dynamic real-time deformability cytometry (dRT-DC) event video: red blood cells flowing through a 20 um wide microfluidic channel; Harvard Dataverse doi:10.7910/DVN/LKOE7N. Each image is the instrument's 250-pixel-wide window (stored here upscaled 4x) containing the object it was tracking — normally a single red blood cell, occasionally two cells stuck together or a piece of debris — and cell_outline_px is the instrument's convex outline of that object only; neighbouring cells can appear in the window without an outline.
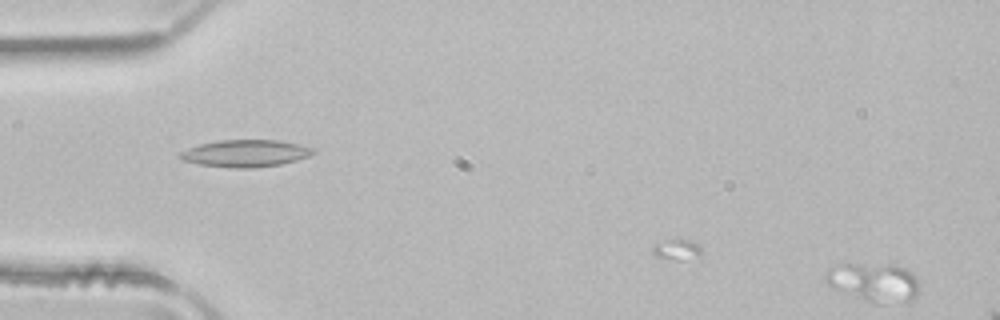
{"species": "common noctule bat (a hibernating species)", "species_latin": "Nyctalus noctula", "temperature_condition": "room temperature", "stored_images_in_passage": 4, "camera_frame_rate_fps": 3000, "um_per_image_px": 0.085, "animal": {"sex": "male", "body_mass_g": 21.5, "forearm_length_mm": 52.0}, "frame": {"image": 1, "passage_image": 4, "time_ms": 1.0, "image_size_px": [1000, 320], "cell_outline_px": [[920, 284], [916, 300], [880, 304], [872, 304], [832, 288], [828, 284], [824, 276], [828, 268], [836, 264], [896, 264], [912, 272], [920, 280]], "centroid_in_image_um": [74.32, 24.0], "position_along_channel_um": 10.7, "area_um2": 21.85}}